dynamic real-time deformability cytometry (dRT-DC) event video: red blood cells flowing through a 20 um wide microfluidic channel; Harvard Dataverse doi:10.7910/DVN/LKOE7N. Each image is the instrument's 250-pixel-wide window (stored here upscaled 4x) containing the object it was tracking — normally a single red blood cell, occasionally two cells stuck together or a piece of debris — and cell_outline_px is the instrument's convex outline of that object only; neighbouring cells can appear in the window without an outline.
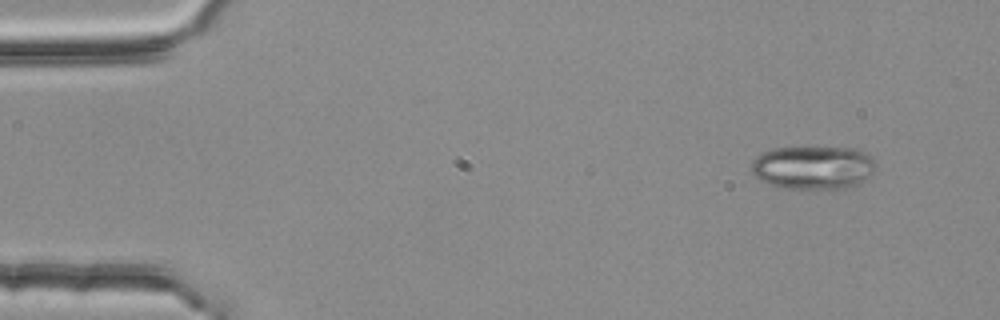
{"species": "common noctule bat (a hibernating species)", "species_latin": "Nyctalus noctula", "temperature_condition": "room temperature", "stored_images_in_passage": 3, "camera_frame_rate_fps": 3000, "um_per_image_px": 0.085, "animal": {"sex": "female", "body_mass_g": 25.1}, "frame": {"image": 1, "passage_image": 1, "time_ms": 0.0, "image_size_px": [1000, 320], "cell_outline_px": [[876, 168], [860, 184], [844, 188], [784, 188], [768, 184], [760, 180], [748, 168], [748, 164], [756, 156], [772, 148], [804, 144], [856, 148], [864, 152], [876, 160]], "centroid_in_image_um": [69.08, 14.17], "position_along_channel_um": 15.9, "area_um2": 32.83}}